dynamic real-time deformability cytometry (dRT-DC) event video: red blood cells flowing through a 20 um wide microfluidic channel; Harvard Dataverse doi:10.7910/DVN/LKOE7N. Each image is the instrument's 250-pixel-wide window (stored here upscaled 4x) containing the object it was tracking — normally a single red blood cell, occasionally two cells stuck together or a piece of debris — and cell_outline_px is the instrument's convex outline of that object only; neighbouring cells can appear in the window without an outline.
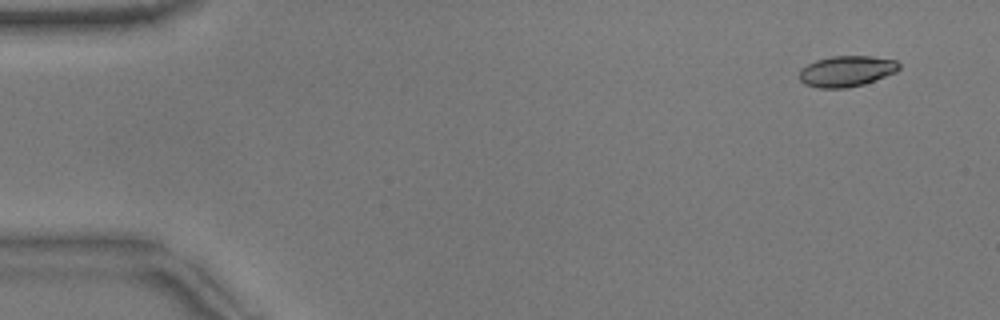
{"species": "common noctule bat (a hibernating species)", "species_latin": "Nyctalus noctula", "temperature_condition": "warm", "stored_images_in_passage": 53, "camera_frame_rate_fps": 3000, "um_per_image_px": 0.085, "animal": {"sex": "male", "body_mass_g": 17.9}, "frame": {"image": 1, "passage_image": 4, "time_ms": 1.0, "image_size_px": [1000, 320], "cell_outline_px": [[900, 68], [896, 72], [864, 84], [848, 88], [820, 88], [804, 84], [800, 80], [800, 68], [816, 60], [832, 56], [872, 56], [896, 60], [900, 64]], "centroid_in_image_um": [71.96, 6.05], "position_along_channel_um": 13.0, "area_um2": 17.98}}
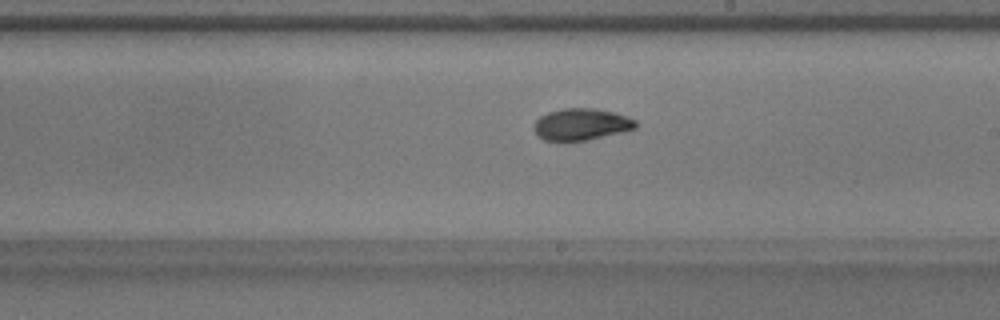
{"frame": {"image": 2, "passage_image": 31, "time_ms": 10.0, "image_size_px": [1000, 320], "cell_outline_px": [[636, 128], [588, 140], [564, 144], [544, 140], [536, 136], [532, 128], [536, 120], [540, 116], [548, 112], [564, 108], [596, 108], [612, 112], [636, 120]], "centroid_in_image_um": [49.31, 10.61], "position_along_channel_um": 239.7, "area_um2": 19.31}}
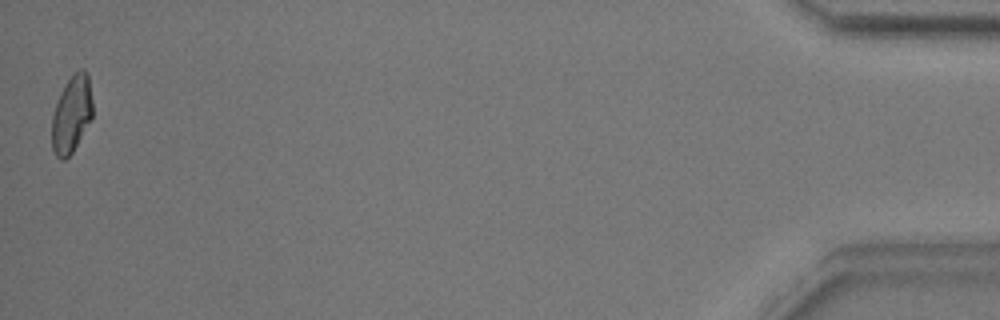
{"frame": {"image": 3, "passage_image": 53, "time_ms": 17.333, "image_size_px": [1000, 320], "cell_outline_px": [[92, 116], [72, 152], [64, 160], [60, 160], [56, 156], [52, 148], [52, 116], [60, 92], [68, 80], [80, 68], [84, 68], [88, 72], [92, 100]], "centroid_in_image_um": [6.08, 9.69], "position_along_channel_um": 429.1, "area_um2": 18.09}, "authors_computed_cell_mechanics": {"area_um2": 18.5538, "velocity_mm_per_s": 3.8383, "shape_relaxation_time_tau1_ms": 3.9455, "shape_relaxation_time_tau2_ms": 1.6424, "deformation_change_tau1": 0.1678, "deformation_change_tau2": 0.0694}}